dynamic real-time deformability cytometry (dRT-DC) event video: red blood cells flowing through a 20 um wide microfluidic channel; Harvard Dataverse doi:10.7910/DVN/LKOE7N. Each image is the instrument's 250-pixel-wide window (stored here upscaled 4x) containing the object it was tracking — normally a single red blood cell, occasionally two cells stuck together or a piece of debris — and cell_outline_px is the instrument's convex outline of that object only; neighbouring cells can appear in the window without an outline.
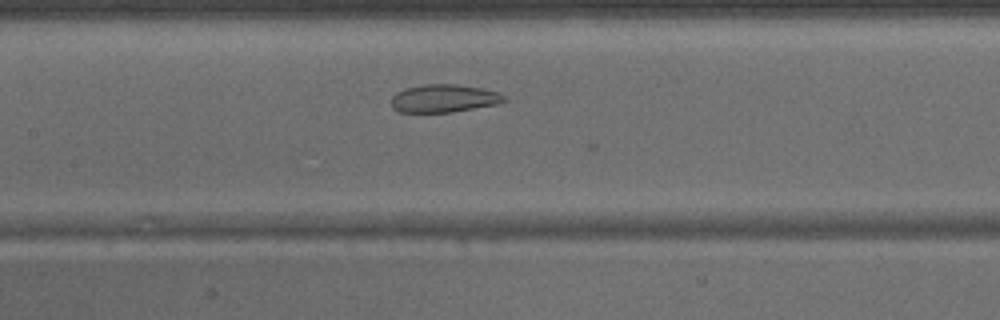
{"species": "common noctule bat (a hibernating species)", "species_latin": "Nyctalus noctula", "temperature_condition": "warm", "stored_images_in_passage": 16, "camera_frame_rate_fps": 3000, "um_per_image_px": 0.085, "animal": {"sex": "male", "body_mass_g": 15.6}, "frame": {"image": 1, "passage_image": 12, "time_ms": 3.667, "image_size_px": [1000, 320], "cell_outline_px": [[508, 100], [496, 104], [452, 112], [400, 112], [392, 108], [392, 96], [396, 92], [404, 88], [424, 84], [456, 84], [480, 88], [500, 92]], "centroid_in_image_um": [37.72, 8.36], "position_along_channel_um": 169.7, "area_um2": 18.38}}
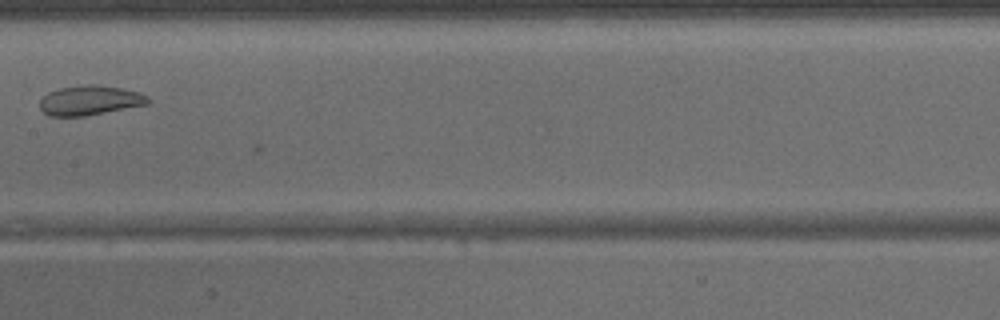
{"frame": {"image": 2, "passage_image": 14, "time_ms": 4.333, "image_size_px": [1000, 320], "cell_outline_px": [[152, 100], [148, 104], [84, 116], [48, 116], [40, 108], [40, 100], [48, 92], [60, 88], [88, 84], [92, 84], [120, 88], [140, 92], [148, 96]], "centroid_in_image_um": [7.65, 8.53], "position_along_channel_um": 199.7, "area_um2": 18.61}}